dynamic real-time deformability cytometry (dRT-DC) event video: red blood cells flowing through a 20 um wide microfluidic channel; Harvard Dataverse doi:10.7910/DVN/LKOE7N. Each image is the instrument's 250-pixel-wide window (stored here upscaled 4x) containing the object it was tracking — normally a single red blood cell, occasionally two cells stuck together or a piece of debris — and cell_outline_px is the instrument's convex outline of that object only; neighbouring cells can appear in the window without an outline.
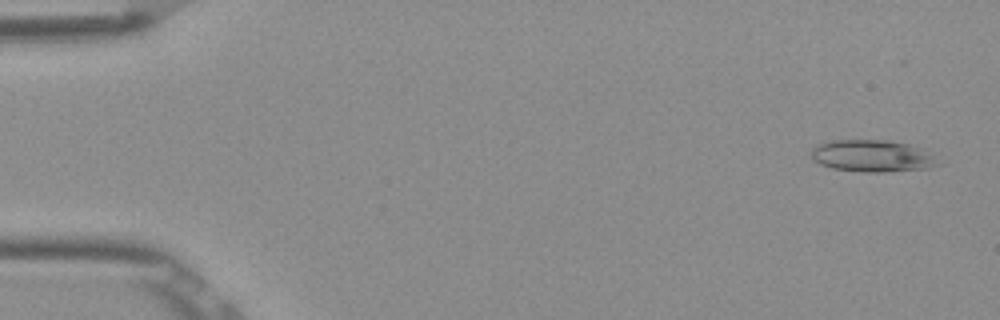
{"species": "Egyptian fruit bat (a non-hibernating species)", "species_latin": "Rousettus aegyptiacus", "temperature_condition": "room temperature", "stored_images_in_passage": 5, "camera_frame_rate_fps": 3000, "um_per_image_px": 0.085, "frame": {"image": 1, "passage_image": 1, "time_ms": 0.0, "image_size_px": [1000, 320], "cell_outline_px": [[940, 164], [928, 168], [892, 172], [860, 172], [832, 168], [820, 164], [812, 160], [812, 148], [816, 144], [832, 140], [888, 140], [908, 144], [916, 148]], "centroid_in_image_um": [74.01, 13.27], "position_along_channel_um": 11.0, "area_um2": 23.24}}